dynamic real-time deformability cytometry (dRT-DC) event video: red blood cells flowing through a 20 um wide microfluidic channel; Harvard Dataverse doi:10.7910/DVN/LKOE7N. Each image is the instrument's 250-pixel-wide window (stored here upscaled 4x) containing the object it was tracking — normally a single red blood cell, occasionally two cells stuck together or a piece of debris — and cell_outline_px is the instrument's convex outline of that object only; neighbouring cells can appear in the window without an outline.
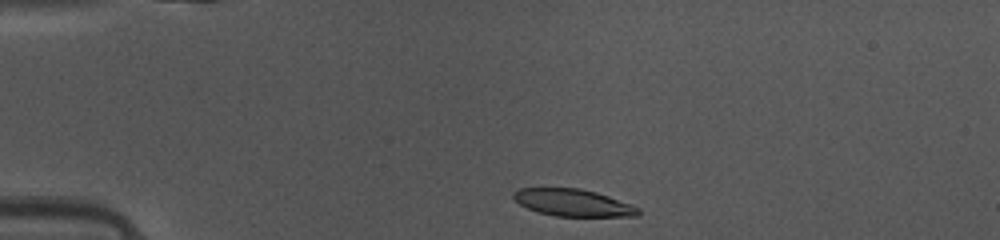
{"species": "common noctule bat (a hibernating species)", "species_latin": "Nyctalus noctula", "temperature_condition": "warm", "stored_images_in_passage": 38, "camera_frame_rate_fps": 3000, "um_per_image_px": 0.085, "animal": {"sex": "female", "body_mass_g": 10.0, "forearm_length_mm": 53.1}, "frame": {"image": 1, "passage_image": 1, "time_ms": 0.0, "image_size_px": [1000, 240], "cell_outline_px": [[640, 216], [552, 216], [536, 212], [520, 204], [512, 196], [512, 192], [520, 188], [580, 188], [596, 192], [632, 204], [640, 208]], "centroid_in_image_um": [48.71, 17.23], "position_along_channel_um": 36.3, "area_um2": 19.83}}
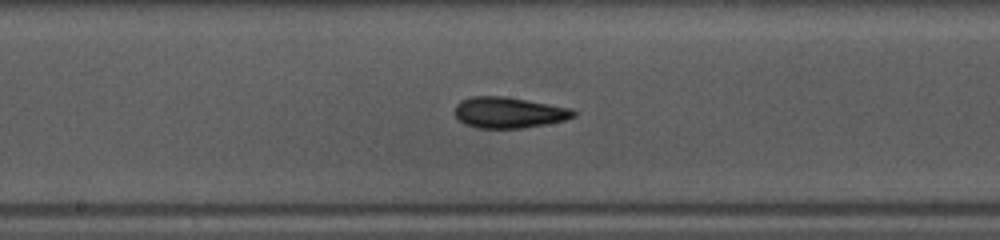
{"frame": {"image": 2, "passage_image": 16, "time_ms": 5.0, "image_size_px": [1000, 240], "cell_outline_px": [[576, 116], [564, 120], [524, 128], [480, 128], [464, 124], [452, 112], [456, 104], [460, 100], [472, 96], [504, 96], [572, 108], [576, 112]], "centroid_in_image_um": [43.21, 9.56], "position_along_channel_um": 205.0, "area_um2": 21.5}}
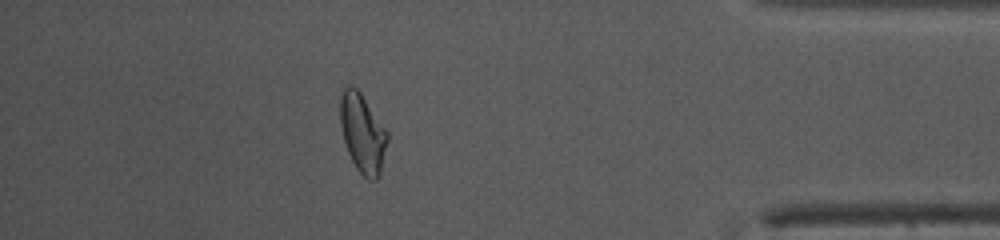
{"frame": {"image": 3, "passage_image": 33, "time_ms": 10.667, "image_size_px": [1000, 240], "cell_outline_px": [[388, 140], [380, 176], [376, 180], [368, 180], [356, 168], [348, 152], [344, 140], [340, 124], [340, 96], [344, 88], [356, 88], [360, 92], [388, 132]], "centroid_in_image_um": [30.83, 11.37], "position_along_channel_um": 404.4, "area_um2": 21.5}, "authors_computed_cell_mechanics": {"area_um2": 21.0681, "velocity_mm_per_s": 4.1332, "shape_relaxation_time_tau1_ms": 4.4381, "shape_relaxation_time_tau2_ms": 1.661, "deformation_change_tau1": 0.1739, "deformation_change_tau2": 0.0884}}